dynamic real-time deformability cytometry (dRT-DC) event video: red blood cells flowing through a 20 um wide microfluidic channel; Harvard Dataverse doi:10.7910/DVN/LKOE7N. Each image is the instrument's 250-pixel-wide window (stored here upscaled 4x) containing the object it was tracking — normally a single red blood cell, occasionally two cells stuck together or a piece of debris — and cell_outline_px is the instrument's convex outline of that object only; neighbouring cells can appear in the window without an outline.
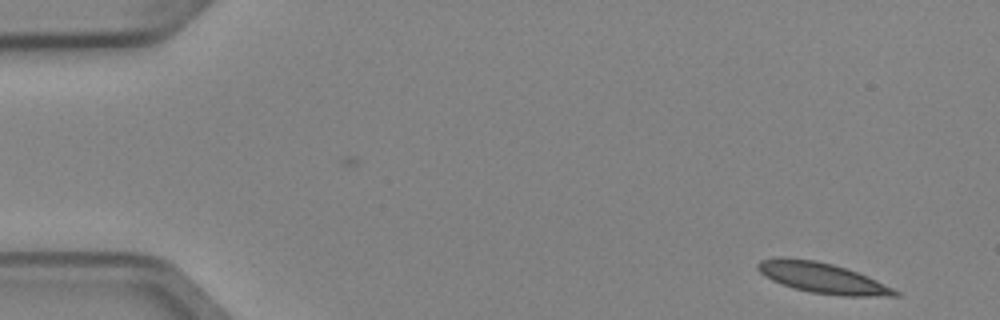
{"species": "Egyptian fruit bat (a non-hibernating species)", "species_latin": "Rousettus aegyptiacus", "temperature_condition": "cold", "stored_images_in_passage": 5, "camera_frame_rate_fps": 3000, "um_per_image_px": 0.085, "animal": {"sex": "female"}, "frame": {"image": 1, "passage_image": 1, "time_ms": 0.0, "image_size_px": [1000, 320], "cell_outline_px": [[900, 296], [844, 296], [812, 292], [796, 288], [772, 280], [764, 276], [756, 268], [756, 264], [760, 260], [776, 256], [780, 256], [816, 260], [832, 264], [868, 276], [900, 292]], "centroid_in_image_um": [69.86, 23.6], "position_along_channel_um": 15.1, "area_um2": 24.22}}
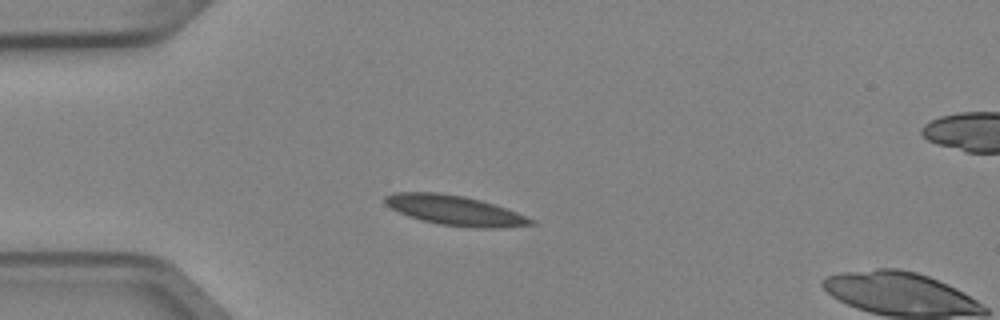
{"frame": {"image": 2, "passage_image": 4, "time_ms": 1.0, "image_size_px": [1000, 320], "cell_outline_px": [[536, 224], [504, 228], [476, 228], [440, 224], [408, 216], [384, 204], [384, 196], [392, 192], [440, 192], [464, 196], [480, 200], [516, 212], [536, 220]], "centroid_in_image_um": [38.67, 17.88], "position_along_channel_um": 46.3, "area_um2": 25.32}}